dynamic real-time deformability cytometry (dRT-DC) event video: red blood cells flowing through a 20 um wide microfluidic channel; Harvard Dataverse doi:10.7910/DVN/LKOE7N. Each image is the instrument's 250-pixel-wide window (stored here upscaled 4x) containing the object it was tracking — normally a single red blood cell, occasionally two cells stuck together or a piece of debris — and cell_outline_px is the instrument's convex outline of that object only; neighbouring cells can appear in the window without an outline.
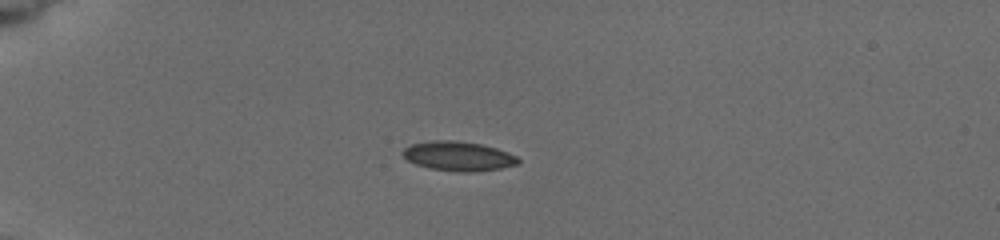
{"species": "common noctule bat (a hibernating species)", "species_latin": "Nyctalus noctula", "temperature_condition": "cold", "stored_images_in_passage": 8, "camera_frame_rate_fps": 3000, "um_per_image_px": 0.085, "animal": {"sex": "female", "body_mass_g": 19.5, "forearm_length_mm": 54.1}, "frame": {"image": 1, "passage_image": 6, "time_ms": 4.333, "image_size_px": [1000, 240], "cell_outline_px": [[520, 164], [500, 168], [472, 172], [456, 172], [428, 168], [416, 164], [408, 160], [400, 152], [404, 148], [412, 144], [432, 140], [456, 140], [484, 144], [508, 152], [516, 156], [520, 160]], "centroid_in_image_um": [38.97, 13.27], "position_along_channel_um": 46.0, "area_um2": 20.0}}